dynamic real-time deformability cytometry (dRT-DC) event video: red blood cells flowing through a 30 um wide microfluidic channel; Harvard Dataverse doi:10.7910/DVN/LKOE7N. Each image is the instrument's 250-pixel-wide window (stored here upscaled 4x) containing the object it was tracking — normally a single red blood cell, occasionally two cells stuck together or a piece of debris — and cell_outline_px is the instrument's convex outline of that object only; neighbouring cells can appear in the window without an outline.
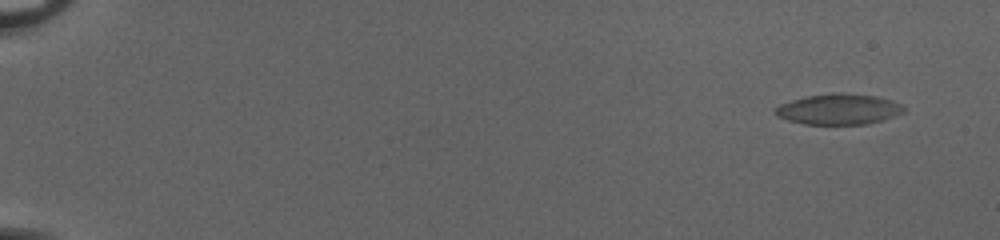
{"species": "common noctule bat (a hibernating species)", "species_latin": "Nyctalus noctula", "temperature_condition": "cold", "stored_images_in_passage": 56, "camera_frame_rate_fps": 3000, "um_per_image_px": 0.085, "animal": {"sex": "female", "body_mass_g": 20.0, "forearm_length_mm": 54.0}, "frame": {"image": 1, "passage_image": 4, "time_ms": 1.0, "image_size_px": [1000, 240], "cell_outline_px": [[904, 112], [880, 120], [864, 124], [804, 124], [788, 120], [776, 116], [772, 112], [780, 104], [792, 100], [808, 96], [832, 92], [840, 92], [876, 96], [892, 100], [900, 104], [904, 108]], "centroid_in_image_um": [71.25, 9.27], "position_along_channel_um": 13.8, "area_um2": 22.83}}
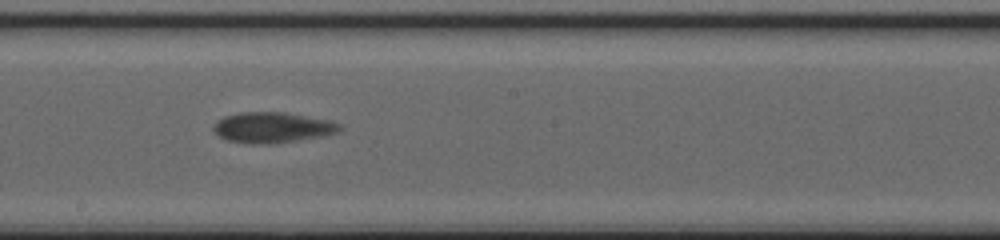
{"frame": {"image": 2, "passage_image": 34, "time_ms": 11.0, "image_size_px": [1000, 240], "cell_outline_px": [[340, 132], [320, 136], [296, 140], [268, 144], [252, 144], [228, 140], [220, 136], [212, 128], [216, 120], [224, 116], [240, 112], [284, 112], [332, 120], [340, 124]], "centroid_in_image_um": [23.15, 10.82], "position_along_channel_um": 225.1, "area_um2": 22.43}}
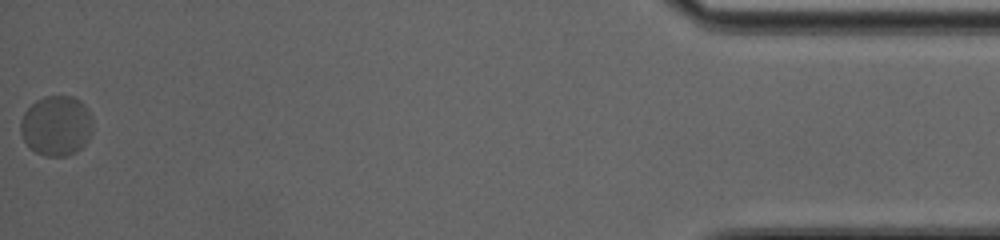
{"frame": {"image": 3, "passage_image": 56, "time_ms": 18.333, "image_size_px": [1000, 240], "cell_outline_px": [[92, 132], [88, 140], [76, 152], [68, 156], [44, 156], [28, 148], [20, 132], [20, 120], [24, 112], [36, 100], [44, 96], [72, 96], [80, 100], [88, 108], [92, 116]], "centroid_in_image_um": [4.79, 10.69], "position_along_channel_um": 430.4, "area_um2": 25.66}, "authors_computed_cell_mechanics": {"area_um2": 22.3975, "velocity_mm_per_s": 3.893, "shape_relaxation_time_tau1_ms": 3.7742, "shape_relaxation_time_tau2_ms": null, "deformation_change_tau1": 0.1297, "deformation_change_tau2": null}}